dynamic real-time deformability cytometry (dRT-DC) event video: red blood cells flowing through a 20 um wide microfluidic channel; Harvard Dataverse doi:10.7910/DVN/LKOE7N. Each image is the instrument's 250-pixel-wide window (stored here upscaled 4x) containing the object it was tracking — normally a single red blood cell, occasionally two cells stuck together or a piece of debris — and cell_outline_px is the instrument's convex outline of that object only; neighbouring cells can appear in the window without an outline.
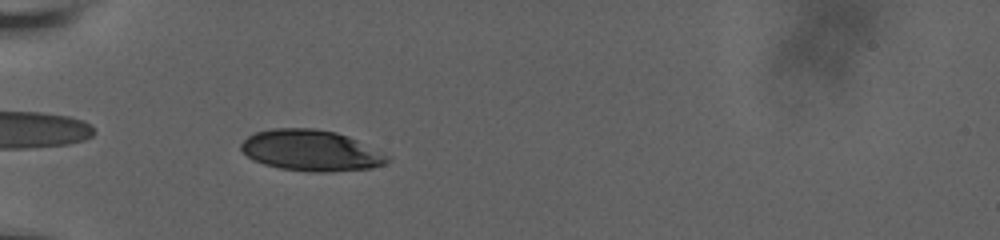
{"species": "human", "species_latin": "Homo sapiens", "temperature_condition": "room temperature", "stored_images_in_passage": 42, "camera_frame_rate_fps": 3000, "um_per_image_px": 0.085, "donor": {"sex": "male"}, "frame": {"image": 1, "passage_image": 3, "time_ms": 0.667, "image_size_px": [1000, 240], "cell_outline_px": [[392, 160], [384, 164], [372, 168], [328, 172], [308, 172], [280, 168], [264, 164], [252, 160], [240, 148], [240, 144], [248, 136], [256, 132], [272, 128], [316, 128], [336, 132], [348, 136], [392, 156]], "centroid_in_image_um": [26.47, 12.79], "position_along_channel_um": 58.5, "area_um2": 35.26}}
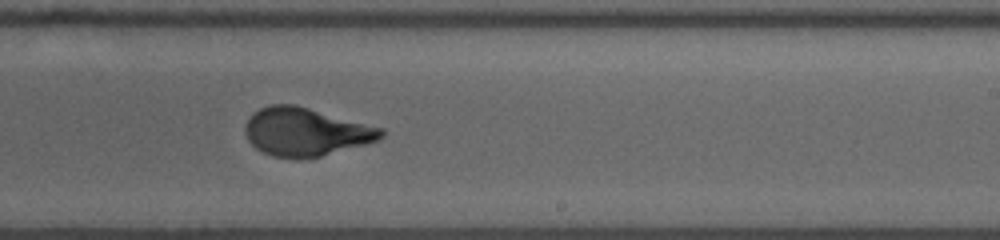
{"frame": {"image": 2, "passage_image": 21, "time_ms": 6.667, "image_size_px": [1000, 240], "cell_outline_px": [[384, 136], [380, 140], [320, 156], [296, 160], [272, 156], [256, 148], [248, 140], [244, 132], [244, 128], [248, 116], [252, 112], [260, 108], [272, 104], [296, 104], [384, 128]], "centroid_in_image_um": [25.97, 11.2], "position_along_channel_um": 263.0, "area_um2": 38.61}}
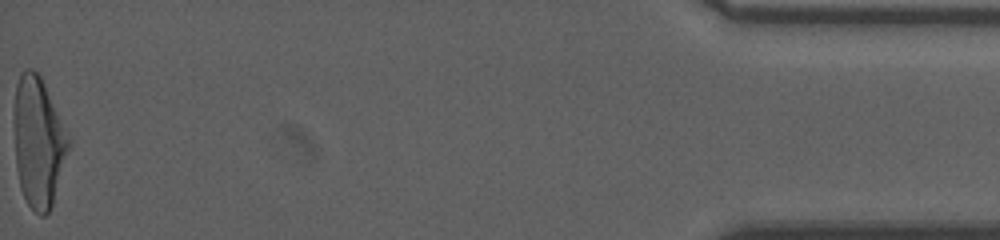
{"frame": {"image": 3, "passage_image": 42, "time_ms": 13.667, "image_size_px": [1000, 240], "cell_outline_px": [[72, 144], [52, 204], [48, 212], [44, 216], [40, 216], [28, 204], [20, 188], [16, 168], [12, 120], [12, 112], [16, 84], [20, 72], [24, 68], [32, 68], [40, 76], [44, 84]], "centroid_in_image_um": [3.23, 12.05], "position_along_channel_um": 432.0, "area_um2": 41.85}, "authors_computed_cell_mechanics": {"area_um2": 37.7434, "velocity_mm_per_s": 3.652, "shape_relaxation_time_tau1_ms": 7.1432, "shape_relaxation_time_tau2_ms": null, "deformation_change_tau1": 0.2071, "deformation_change_tau2": null}}